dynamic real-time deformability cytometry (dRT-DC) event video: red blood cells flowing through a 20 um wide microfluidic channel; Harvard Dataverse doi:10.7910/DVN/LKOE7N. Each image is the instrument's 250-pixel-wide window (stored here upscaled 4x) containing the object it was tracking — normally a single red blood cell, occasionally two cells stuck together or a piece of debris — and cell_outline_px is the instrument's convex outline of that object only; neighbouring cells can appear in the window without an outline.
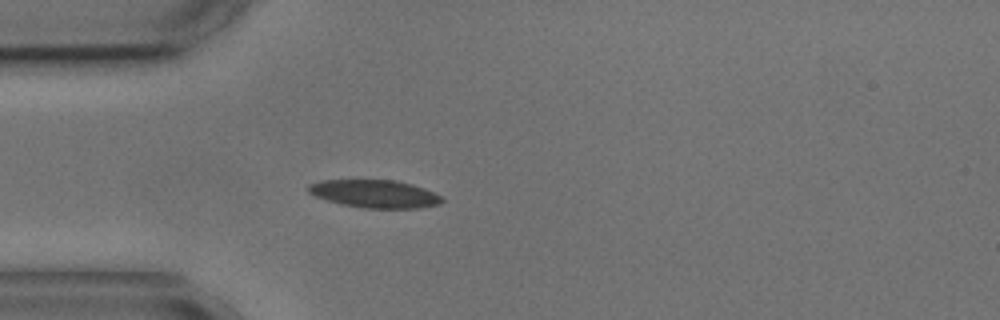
{"species": "common noctule bat (a hibernating species)", "species_latin": "Nyctalus noctula", "temperature_condition": "cold", "stored_images_in_passage": 5, "camera_frame_rate_fps": 3000, "um_per_image_px": 0.085, "animal": {"sex": "male", "body_mass_g": 17.9, "forearm_length_mm": 54.2}, "frame": {"image": 1, "passage_image": 5, "time_ms": 4.667, "image_size_px": [1000, 320], "cell_outline_px": [[444, 200], [440, 204], [420, 208], [364, 208], [340, 204], [316, 196], [308, 192], [308, 184], [320, 180], [396, 180], [412, 184], [424, 188], [440, 196]], "centroid_in_image_um": [31.85, 16.47], "position_along_channel_um": 53.2, "area_um2": 21.68}}